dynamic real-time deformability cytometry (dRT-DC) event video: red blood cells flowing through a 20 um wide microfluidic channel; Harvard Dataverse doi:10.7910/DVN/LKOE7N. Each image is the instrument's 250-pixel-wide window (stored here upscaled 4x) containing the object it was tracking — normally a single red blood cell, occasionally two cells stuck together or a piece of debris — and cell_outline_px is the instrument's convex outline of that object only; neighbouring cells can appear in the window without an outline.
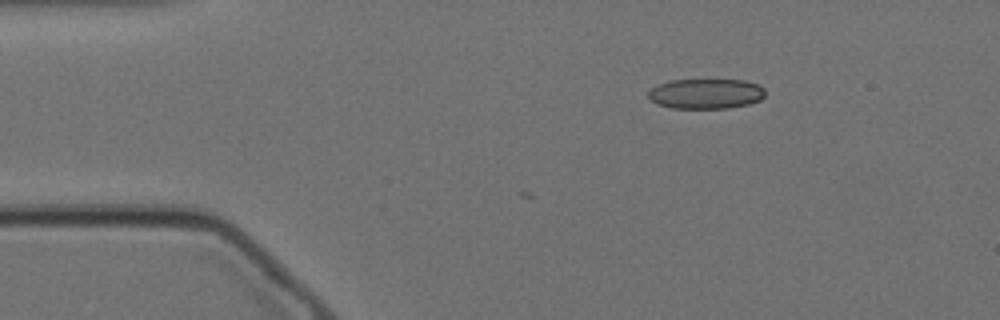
{"species": "Egyptian fruit bat (a non-hibernating species)", "species_latin": "Rousettus aegyptiacus", "temperature_condition": "cold", "stored_images_in_passage": 8, "camera_frame_rate_fps": 3000, "um_per_image_px": 0.085, "animal": {"sex": "female"}, "frame": {"image": 1, "passage_image": 1, "time_ms": 0.0, "image_size_px": [1000, 320], "cell_outline_px": [[764, 96], [760, 100], [748, 104], [728, 108], [672, 108], [656, 104], [648, 96], [648, 92], [656, 84], [672, 80], [744, 80], [760, 84], [764, 88]], "centroid_in_image_um": [60.0, 7.96], "position_along_channel_um": 25.0, "area_um2": 20.58}}